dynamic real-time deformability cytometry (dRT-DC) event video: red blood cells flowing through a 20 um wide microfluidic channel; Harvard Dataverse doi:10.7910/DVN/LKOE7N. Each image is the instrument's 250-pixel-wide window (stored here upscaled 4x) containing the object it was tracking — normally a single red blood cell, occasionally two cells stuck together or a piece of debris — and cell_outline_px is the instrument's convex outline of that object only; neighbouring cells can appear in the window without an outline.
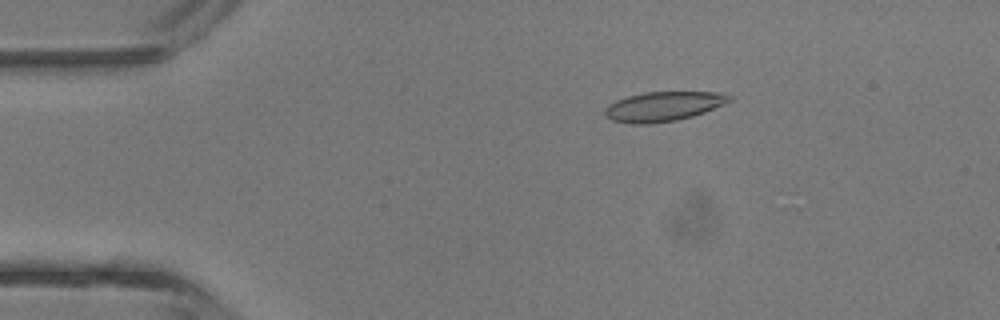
{"species": "common noctule bat (a hibernating species)", "species_latin": "Nyctalus noctula", "temperature_condition": "room temperature", "stored_images_in_passage": 28, "camera_frame_rate_fps": 3000, "um_per_image_px": 0.085, "animal": {"sex": "male", "body_mass_g": 13.3}, "frame": {"image": 1, "passage_image": 1, "time_ms": 0.0, "image_size_px": [1000, 320], "cell_outline_px": [[732, 100], [724, 104], [704, 112], [692, 116], [676, 120], [648, 124], [632, 124], [612, 120], [604, 116], [604, 108], [608, 104], [616, 100], [628, 96], [644, 92], [720, 92], [732, 96]], "centroid_in_image_um": [56.35, 9.04], "position_along_channel_um": 28.6, "area_um2": 21.5}}
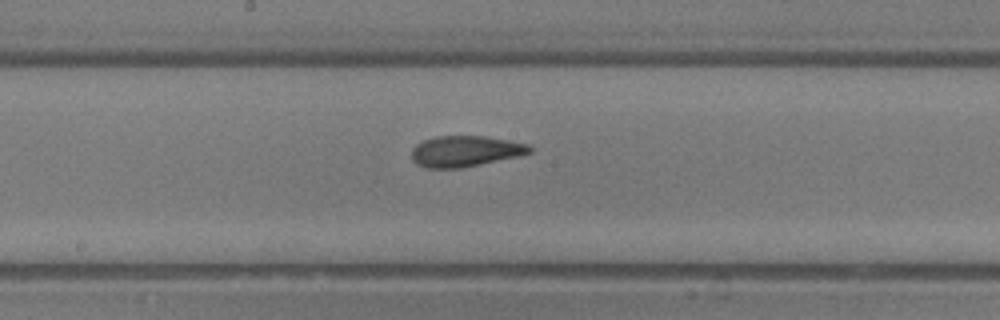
{"frame": {"image": 2, "passage_image": 16, "time_ms": 5.0, "image_size_px": [1000, 320], "cell_outline_px": [[532, 152], [520, 156], [460, 168], [424, 168], [416, 164], [412, 160], [412, 148], [416, 144], [424, 140], [436, 136], [484, 136], [508, 140], [528, 144], [532, 148]], "centroid_in_image_um": [39.53, 12.85], "position_along_channel_um": 208.7, "area_um2": 21.33}}
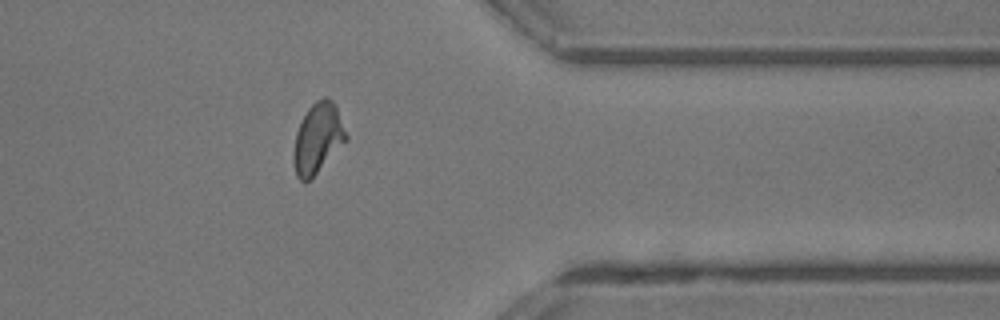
{"frame": {"image": 3, "passage_image": 28, "time_ms": 9.0, "image_size_px": [1000, 320], "cell_outline_px": [[348, 140], [304, 184], [296, 176], [292, 160], [292, 156], [296, 132], [308, 108], [316, 100], [324, 96], [332, 100], [336, 104], [348, 136]], "centroid_in_image_um": [27.01, 11.74], "position_along_channel_um": 384.4, "area_um2": 21.5}, "authors_computed_cell_mechanics": {"area_um2": 21.4149, "velocity_mm_per_s": 4.7674, "shape_relaxation_time_tau1_ms": 4.2355, "shape_relaxation_time_tau2_ms": 1.3069, "deformation_change_tau1": 0.147, "deformation_change_tau2": 0.0754}}